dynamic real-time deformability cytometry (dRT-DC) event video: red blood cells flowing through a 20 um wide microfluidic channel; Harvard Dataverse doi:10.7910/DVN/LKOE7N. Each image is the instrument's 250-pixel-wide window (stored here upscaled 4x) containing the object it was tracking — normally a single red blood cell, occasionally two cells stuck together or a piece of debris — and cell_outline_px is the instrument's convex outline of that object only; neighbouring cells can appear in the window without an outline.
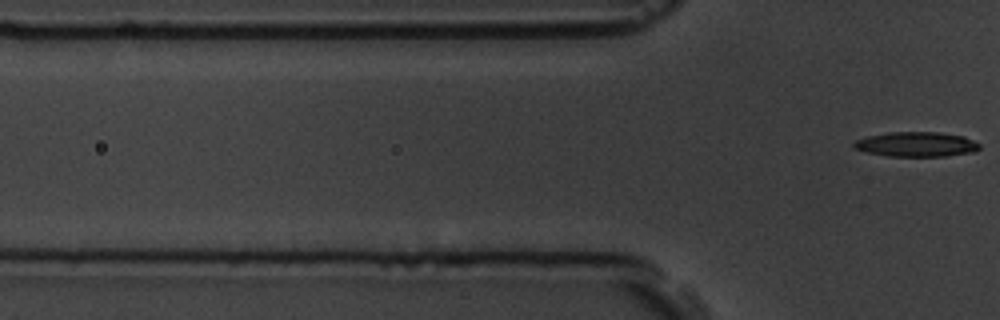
{"species": "common noctule bat (a hibernating species)", "species_latin": "Nyctalus noctula", "temperature_condition": "room temperature", "stored_images_in_passage": 2, "camera_frame_rate_fps": 3000, "um_per_image_px": 0.085, "animal": {"sex": "male", "body_mass_g": 19.5, "forearm_length_mm": 54.6}, "frame": {"image": 1, "passage_image": 2, "time_ms": 2.0, "image_size_px": [1000, 320], "cell_outline_px": [[980, 148], [976, 152], [944, 156], [888, 156], [868, 152], [852, 148], [852, 144], [856, 140], [868, 136], [892, 132], [940, 132], [964, 136], [980, 144]], "centroid_in_image_um": [77.91, 12.27], "position_along_channel_um": 47.9, "area_um2": 18.15}}